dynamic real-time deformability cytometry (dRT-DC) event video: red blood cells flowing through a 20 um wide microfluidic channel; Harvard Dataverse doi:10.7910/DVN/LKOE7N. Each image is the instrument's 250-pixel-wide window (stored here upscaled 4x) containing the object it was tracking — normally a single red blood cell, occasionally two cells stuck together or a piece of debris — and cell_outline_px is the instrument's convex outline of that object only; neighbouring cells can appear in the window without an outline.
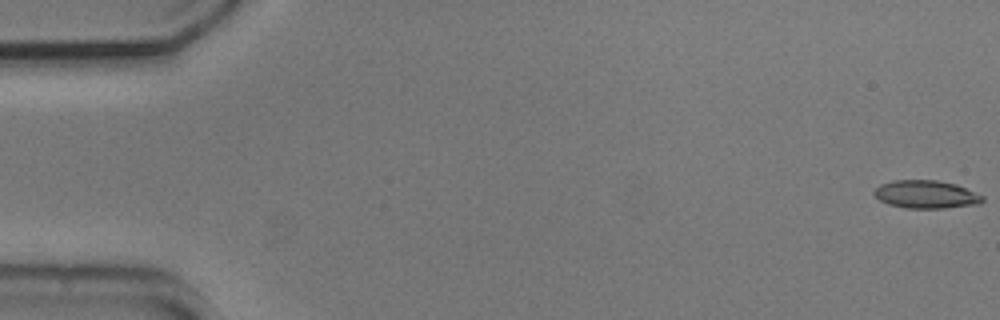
{"species": "common noctule bat (a hibernating species)", "species_latin": "Nyctalus noctula", "temperature_condition": "cold", "stored_images_in_passage": 37, "camera_frame_rate_fps": 3000, "um_per_image_px": 0.085, "animal": {"sex": "male", "body_mass_g": 20.5, "forearm_length_mm": 52.5}, "frame": {"image": 1, "passage_image": 1, "time_ms": 0.0, "image_size_px": [1000, 320], "cell_outline_px": [[984, 200], [980, 204], [944, 208], [904, 208], [888, 204], [880, 200], [872, 192], [880, 184], [892, 180], [936, 180], [956, 184], [984, 196]], "centroid_in_image_um": [78.71, 16.52], "position_along_channel_um": 6.3, "area_um2": 17.74}}
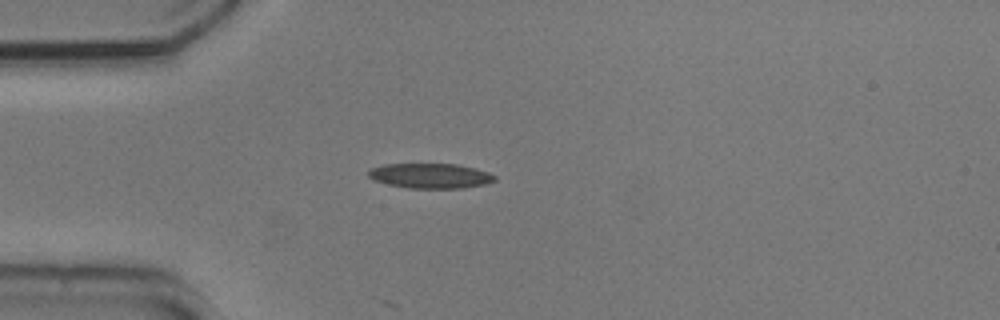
{"frame": {"image": 2, "passage_image": 15, "time_ms": 4.667, "image_size_px": [1000, 320], "cell_outline_px": [[496, 180], [484, 184], [464, 188], [408, 188], [388, 184], [372, 180], [368, 176], [368, 168], [384, 164], [456, 164], [476, 168], [488, 172], [496, 176]], "centroid_in_image_um": [36.55, 14.94], "position_along_channel_um": 48.4, "area_um2": 18.5}}
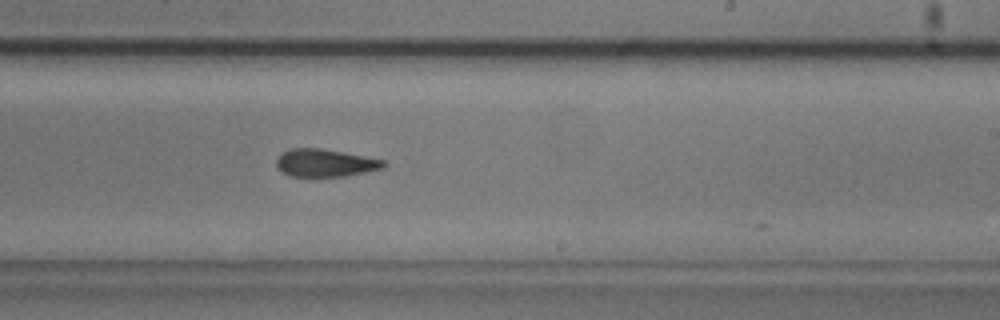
{"frame": {"image": 3, "passage_image": 33, "time_ms": 10.667, "image_size_px": [1000, 320], "cell_outline_px": [[388, 164], [384, 168], [344, 176], [292, 176], [276, 168], [276, 160], [288, 148], [320, 148], [364, 156], [384, 160]], "centroid_in_image_um": [27.65, 13.84], "position_along_channel_um": 261.4, "area_um2": 17.11}}